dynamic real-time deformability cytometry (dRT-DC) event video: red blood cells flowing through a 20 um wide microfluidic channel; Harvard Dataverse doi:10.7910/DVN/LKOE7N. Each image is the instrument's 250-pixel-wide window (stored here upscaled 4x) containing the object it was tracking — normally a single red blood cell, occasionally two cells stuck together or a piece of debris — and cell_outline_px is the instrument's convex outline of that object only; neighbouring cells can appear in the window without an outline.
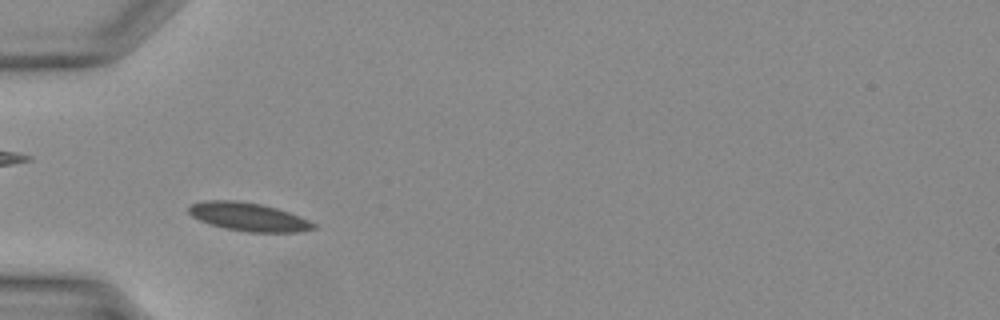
{"species": "Egyptian fruit bat (a non-hibernating species)", "species_latin": "Rousettus aegyptiacus", "temperature_condition": "warm", "stored_images_in_passage": 32, "camera_frame_rate_fps": 3000, "um_per_image_px": 0.085, "animal": {"sex": "female"}, "frame": {"image": 1, "passage_image": 5, "time_ms": 1.333, "image_size_px": [1000, 320], "cell_outline_px": [[316, 228], [296, 232], [248, 232], [228, 228], [212, 224], [200, 220], [192, 216], [188, 212], [188, 204], [204, 200], [236, 200], [260, 204], [276, 208], [300, 216], [316, 224]], "centroid_in_image_um": [21.1, 18.42], "position_along_channel_um": 63.9, "area_um2": 20.46}}
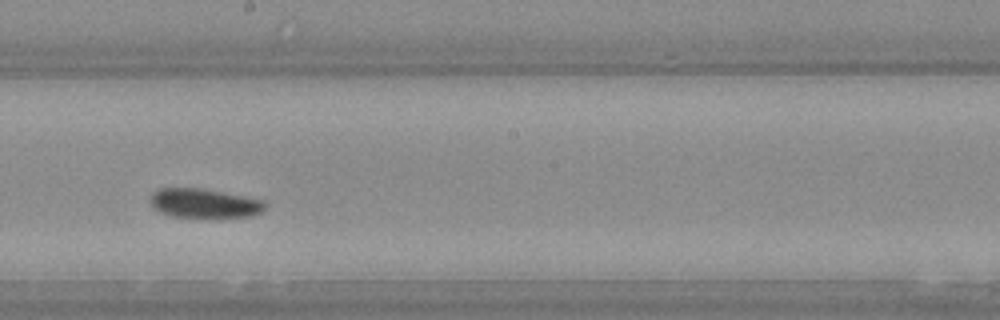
{"frame": {"image": 2, "passage_image": 15, "time_ms": 4.667, "image_size_px": [1000, 320], "cell_outline_px": [[264, 208], [260, 212], [252, 216], [212, 220], [200, 220], [172, 216], [160, 212], [152, 208], [148, 200], [152, 192], [160, 188], [200, 188], [264, 200]], "centroid_in_image_um": [17.31, 17.34], "position_along_channel_um": 230.9, "area_um2": 20.52}}
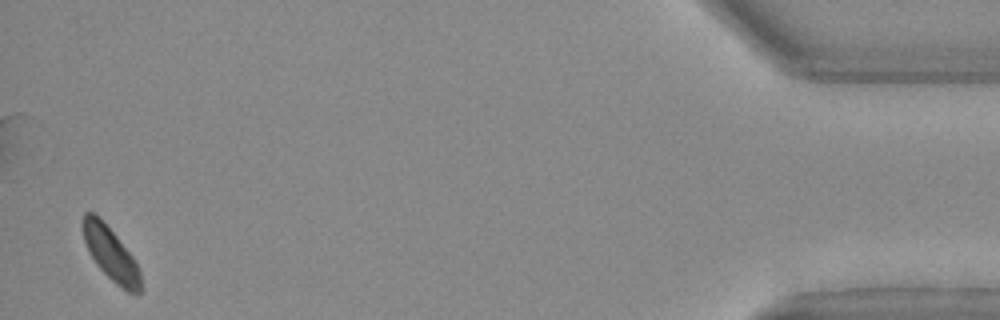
{"frame": {"image": 3, "passage_image": 31, "time_ms": 10.0, "image_size_px": [1000, 320], "cell_outline_px": [[144, 288], [140, 292], [128, 292], [116, 284], [96, 264], [84, 240], [80, 224], [84, 212], [92, 212], [100, 216], [132, 256], [140, 272]], "centroid_in_image_um": [9.4, 21.54], "position_along_channel_um": 425.8, "area_um2": 17.98}}